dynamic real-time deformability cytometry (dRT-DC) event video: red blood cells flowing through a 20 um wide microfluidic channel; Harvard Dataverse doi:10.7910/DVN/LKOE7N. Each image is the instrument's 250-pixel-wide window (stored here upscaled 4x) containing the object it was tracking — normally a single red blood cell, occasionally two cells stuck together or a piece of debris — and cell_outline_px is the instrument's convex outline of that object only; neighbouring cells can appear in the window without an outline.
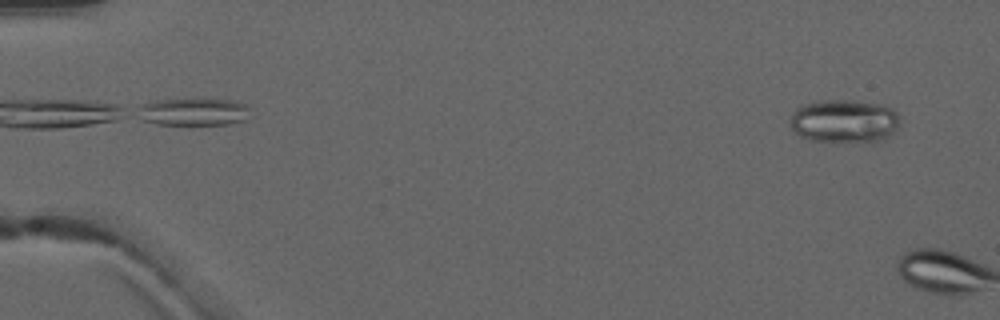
{"species": "common noctule bat (a hibernating species)", "species_latin": "Nyctalus noctula", "temperature_condition": "warm", "stored_images_in_passage": 2, "camera_frame_rate_fps": 3000, "um_per_image_px": 0.085, "animal": {"sex": "male", "forearm_length_mm": 52.5}, "frame": {"image": 1, "passage_image": 1, "time_ms": 0.0, "image_size_px": [1000, 320], "cell_outline_px": [[900, 120], [896, 128], [884, 140], [872, 144], [808, 140], [800, 136], [792, 128], [788, 120], [792, 112], [796, 108], [804, 104], [816, 100], [852, 100], [884, 104], [892, 108], [896, 112]], "centroid_in_image_um": [71.76, 10.31], "position_along_channel_um": 13.2, "area_um2": 28.61}}